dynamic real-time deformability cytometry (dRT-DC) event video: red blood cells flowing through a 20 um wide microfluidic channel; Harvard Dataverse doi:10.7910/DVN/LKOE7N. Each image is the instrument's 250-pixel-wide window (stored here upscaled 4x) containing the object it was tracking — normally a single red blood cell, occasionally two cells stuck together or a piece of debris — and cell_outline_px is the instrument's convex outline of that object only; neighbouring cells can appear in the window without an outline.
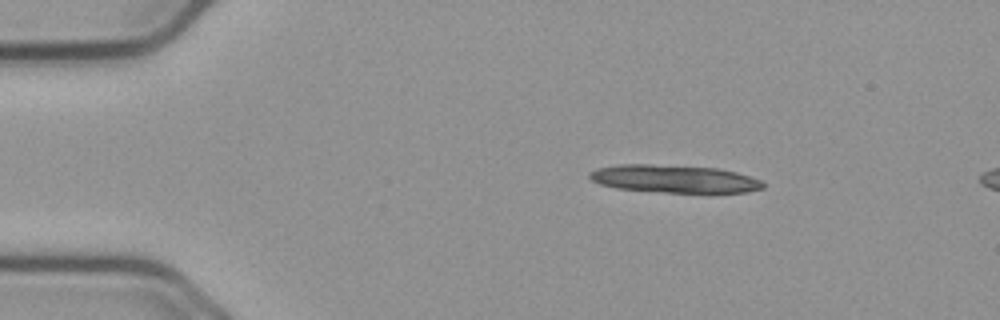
{"species": "common noctule bat (a hibernating species)", "species_latin": "Nyctalus noctula", "temperature_condition": "cold", "stored_images_in_passage": 13, "camera_frame_rate_fps": 3000, "um_per_image_px": 0.085, "animal": {"sex": "male", "body_mass_g": 23.1, "forearm_length_mm": 52.7}, "frame": {"image": 1, "passage_image": 8, "time_ms": 2.333, "image_size_px": [1000, 320], "cell_outline_px": [[764, 188], [748, 192], [712, 196], [616, 188], [600, 184], [592, 180], [588, 176], [588, 172], [596, 168], [616, 164], [652, 164], [716, 168], [736, 172], [764, 180]], "centroid_in_image_um": [57.42, 15.24], "position_along_channel_um": 27.6, "area_um2": 29.36}}